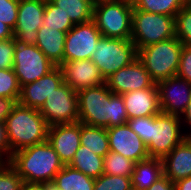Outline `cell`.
Instances as JSON below:
<instances>
[{"label": "cell", "mask_w": 191, "mask_h": 190, "mask_svg": "<svg viewBox=\"0 0 191 190\" xmlns=\"http://www.w3.org/2000/svg\"><path fill=\"white\" fill-rule=\"evenodd\" d=\"M8 162L26 184L53 182L64 166L48 141L12 153Z\"/></svg>", "instance_id": "cell-1"}, {"label": "cell", "mask_w": 191, "mask_h": 190, "mask_svg": "<svg viewBox=\"0 0 191 190\" xmlns=\"http://www.w3.org/2000/svg\"><path fill=\"white\" fill-rule=\"evenodd\" d=\"M5 125L12 153L47 141L49 125L38 109L18 103Z\"/></svg>", "instance_id": "cell-2"}, {"label": "cell", "mask_w": 191, "mask_h": 190, "mask_svg": "<svg viewBox=\"0 0 191 190\" xmlns=\"http://www.w3.org/2000/svg\"><path fill=\"white\" fill-rule=\"evenodd\" d=\"M182 47L181 41L172 37L138 50V59L155 84L176 75Z\"/></svg>", "instance_id": "cell-3"}, {"label": "cell", "mask_w": 191, "mask_h": 190, "mask_svg": "<svg viewBox=\"0 0 191 190\" xmlns=\"http://www.w3.org/2000/svg\"><path fill=\"white\" fill-rule=\"evenodd\" d=\"M131 0H115L97 3L93 7V21L103 37L131 39Z\"/></svg>", "instance_id": "cell-4"}, {"label": "cell", "mask_w": 191, "mask_h": 190, "mask_svg": "<svg viewBox=\"0 0 191 190\" xmlns=\"http://www.w3.org/2000/svg\"><path fill=\"white\" fill-rule=\"evenodd\" d=\"M175 27V17L133 9L131 41L138 51L175 37Z\"/></svg>", "instance_id": "cell-5"}, {"label": "cell", "mask_w": 191, "mask_h": 190, "mask_svg": "<svg viewBox=\"0 0 191 190\" xmlns=\"http://www.w3.org/2000/svg\"><path fill=\"white\" fill-rule=\"evenodd\" d=\"M95 47L96 51L91 60L99 69L104 80L138 58L136 45L131 39L102 36Z\"/></svg>", "instance_id": "cell-6"}, {"label": "cell", "mask_w": 191, "mask_h": 190, "mask_svg": "<svg viewBox=\"0 0 191 190\" xmlns=\"http://www.w3.org/2000/svg\"><path fill=\"white\" fill-rule=\"evenodd\" d=\"M55 66L36 45L26 44L14 37L13 70L20 86L40 79Z\"/></svg>", "instance_id": "cell-7"}, {"label": "cell", "mask_w": 191, "mask_h": 190, "mask_svg": "<svg viewBox=\"0 0 191 190\" xmlns=\"http://www.w3.org/2000/svg\"><path fill=\"white\" fill-rule=\"evenodd\" d=\"M49 126L78 122V94L66 83H62L46 97L39 109Z\"/></svg>", "instance_id": "cell-8"}, {"label": "cell", "mask_w": 191, "mask_h": 190, "mask_svg": "<svg viewBox=\"0 0 191 190\" xmlns=\"http://www.w3.org/2000/svg\"><path fill=\"white\" fill-rule=\"evenodd\" d=\"M186 137L180 117L162 112L153 116V140L147 145L149 157L162 159Z\"/></svg>", "instance_id": "cell-9"}, {"label": "cell", "mask_w": 191, "mask_h": 190, "mask_svg": "<svg viewBox=\"0 0 191 190\" xmlns=\"http://www.w3.org/2000/svg\"><path fill=\"white\" fill-rule=\"evenodd\" d=\"M101 37L102 34L93 20L74 25L66 33L64 61L91 59Z\"/></svg>", "instance_id": "cell-10"}, {"label": "cell", "mask_w": 191, "mask_h": 190, "mask_svg": "<svg viewBox=\"0 0 191 190\" xmlns=\"http://www.w3.org/2000/svg\"><path fill=\"white\" fill-rule=\"evenodd\" d=\"M78 94V122L106 128V100L113 94L106 83L82 89Z\"/></svg>", "instance_id": "cell-11"}, {"label": "cell", "mask_w": 191, "mask_h": 190, "mask_svg": "<svg viewBox=\"0 0 191 190\" xmlns=\"http://www.w3.org/2000/svg\"><path fill=\"white\" fill-rule=\"evenodd\" d=\"M46 0H19L13 37L26 44L36 45L38 29L43 25Z\"/></svg>", "instance_id": "cell-12"}, {"label": "cell", "mask_w": 191, "mask_h": 190, "mask_svg": "<svg viewBox=\"0 0 191 190\" xmlns=\"http://www.w3.org/2000/svg\"><path fill=\"white\" fill-rule=\"evenodd\" d=\"M161 112L181 117L191 100V84L175 75L157 84Z\"/></svg>", "instance_id": "cell-13"}, {"label": "cell", "mask_w": 191, "mask_h": 190, "mask_svg": "<svg viewBox=\"0 0 191 190\" xmlns=\"http://www.w3.org/2000/svg\"><path fill=\"white\" fill-rule=\"evenodd\" d=\"M105 83L109 90L116 95L151 88L155 84L138 58L112 74L105 80Z\"/></svg>", "instance_id": "cell-14"}, {"label": "cell", "mask_w": 191, "mask_h": 190, "mask_svg": "<svg viewBox=\"0 0 191 190\" xmlns=\"http://www.w3.org/2000/svg\"><path fill=\"white\" fill-rule=\"evenodd\" d=\"M110 151L137 163L149 158L146 144L128 124L106 128Z\"/></svg>", "instance_id": "cell-15"}, {"label": "cell", "mask_w": 191, "mask_h": 190, "mask_svg": "<svg viewBox=\"0 0 191 190\" xmlns=\"http://www.w3.org/2000/svg\"><path fill=\"white\" fill-rule=\"evenodd\" d=\"M63 82L62 70L60 66H55L40 79L21 86L18 103L39 110L46 97H49Z\"/></svg>", "instance_id": "cell-16"}, {"label": "cell", "mask_w": 191, "mask_h": 190, "mask_svg": "<svg viewBox=\"0 0 191 190\" xmlns=\"http://www.w3.org/2000/svg\"><path fill=\"white\" fill-rule=\"evenodd\" d=\"M81 123L49 126L47 141L58 154L63 165H69L80 147Z\"/></svg>", "instance_id": "cell-17"}, {"label": "cell", "mask_w": 191, "mask_h": 190, "mask_svg": "<svg viewBox=\"0 0 191 190\" xmlns=\"http://www.w3.org/2000/svg\"><path fill=\"white\" fill-rule=\"evenodd\" d=\"M60 68L64 83L76 92L105 83L99 69L91 59L63 61Z\"/></svg>", "instance_id": "cell-18"}, {"label": "cell", "mask_w": 191, "mask_h": 190, "mask_svg": "<svg viewBox=\"0 0 191 190\" xmlns=\"http://www.w3.org/2000/svg\"><path fill=\"white\" fill-rule=\"evenodd\" d=\"M127 111L128 120L155 116L161 113L157 85L151 88L126 92L121 95Z\"/></svg>", "instance_id": "cell-19"}, {"label": "cell", "mask_w": 191, "mask_h": 190, "mask_svg": "<svg viewBox=\"0 0 191 190\" xmlns=\"http://www.w3.org/2000/svg\"><path fill=\"white\" fill-rule=\"evenodd\" d=\"M164 175L173 183L191 176V138H184L162 158Z\"/></svg>", "instance_id": "cell-20"}, {"label": "cell", "mask_w": 191, "mask_h": 190, "mask_svg": "<svg viewBox=\"0 0 191 190\" xmlns=\"http://www.w3.org/2000/svg\"><path fill=\"white\" fill-rule=\"evenodd\" d=\"M36 46L44 55L56 66H60L64 61V44L67 32L59 31L58 28L38 29Z\"/></svg>", "instance_id": "cell-21"}, {"label": "cell", "mask_w": 191, "mask_h": 190, "mask_svg": "<svg viewBox=\"0 0 191 190\" xmlns=\"http://www.w3.org/2000/svg\"><path fill=\"white\" fill-rule=\"evenodd\" d=\"M163 175L162 159L149 157L135 163L131 175V186L136 190H146Z\"/></svg>", "instance_id": "cell-22"}, {"label": "cell", "mask_w": 191, "mask_h": 190, "mask_svg": "<svg viewBox=\"0 0 191 190\" xmlns=\"http://www.w3.org/2000/svg\"><path fill=\"white\" fill-rule=\"evenodd\" d=\"M53 183L58 190H94L95 178L64 165L55 175Z\"/></svg>", "instance_id": "cell-23"}, {"label": "cell", "mask_w": 191, "mask_h": 190, "mask_svg": "<svg viewBox=\"0 0 191 190\" xmlns=\"http://www.w3.org/2000/svg\"><path fill=\"white\" fill-rule=\"evenodd\" d=\"M69 166L87 176L98 178L104 173V157L80 145Z\"/></svg>", "instance_id": "cell-24"}, {"label": "cell", "mask_w": 191, "mask_h": 190, "mask_svg": "<svg viewBox=\"0 0 191 190\" xmlns=\"http://www.w3.org/2000/svg\"><path fill=\"white\" fill-rule=\"evenodd\" d=\"M80 145L104 157L110 151L107 129L81 123Z\"/></svg>", "instance_id": "cell-25"}, {"label": "cell", "mask_w": 191, "mask_h": 190, "mask_svg": "<svg viewBox=\"0 0 191 190\" xmlns=\"http://www.w3.org/2000/svg\"><path fill=\"white\" fill-rule=\"evenodd\" d=\"M76 25L93 20V6L84 0H49Z\"/></svg>", "instance_id": "cell-26"}, {"label": "cell", "mask_w": 191, "mask_h": 190, "mask_svg": "<svg viewBox=\"0 0 191 190\" xmlns=\"http://www.w3.org/2000/svg\"><path fill=\"white\" fill-rule=\"evenodd\" d=\"M133 9L175 17L188 0H131Z\"/></svg>", "instance_id": "cell-27"}, {"label": "cell", "mask_w": 191, "mask_h": 190, "mask_svg": "<svg viewBox=\"0 0 191 190\" xmlns=\"http://www.w3.org/2000/svg\"><path fill=\"white\" fill-rule=\"evenodd\" d=\"M135 162L121 154L109 151L104 156V174L131 177Z\"/></svg>", "instance_id": "cell-28"}, {"label": "cell", "mask_w": 191, "mask_h": 190, "mask_svg": "<svg viewBox=\"0 0 191 190\" xmlns=\"http://www.w3.org/2000/svg\"><path fill=\"white\" fill-rule=\"evenodd\" d=\"M106 128L127 124L128 115L121 95L112 94L106 100Z\"/></svg>", "instance_id": "cell-29"}, {"label": "cell", "mask_w": 191, "mask_h": 190, "mask_svg": "<svg viewBox=\"0 0 191 190\" xmlns=\"http://www.w3.org/2000/svg\"><path fill=\"white\" fill-rule=\"evenodd\" d=\"M42 26L44 28H58L59 31L68 32L74 24L71 22L69 16H66L59 10V7L46 0Z\"/></svg>", "instance_id": "cell-30"}, {"label": "cell", "mask_w": 191, "mask_h": 190, "mask_svg": "<svg viewBox=\"0 0 191 190\" xmlns=\"http://www.w3.org/2000/svg\"><path fill=\"white\" fill-rule=\"evenodd\" d=\"M175 26V37L183 45L191 47V0H188L175 16Z\"/></svg>", "instance_id": "cell-31"}, {"label": "cell", "mask_w": 191, "mask_h": 190, "mask_svg": "<svg viewBox=\"0 0 191 190\" xmlns=\"http://www.w3.org/2000/svg\"><path fill=\"white\" fill-rule=\"evenodd\" d=\"M21 86L18 78L11 69H0V97L19 100Z\"/></svg>", "instance_id": "cell-32"}, {"label": "cell", "mask_w": 191, "mask_h": 190, "mask_svg": "<svg viewBox=\"0 0 191 190\" xmlns=\"http://www.w3.org/2000/svg\"><path fill=\"white\" fill-rule=\"evenodd\" d=\"M23 179L8 161L0 163V190H21Z\"/></svg>", "instance_id": "cell-33"}, {"label": "cell", "mask_w": 191, "mask_h": 190, "mask_svg": "<svg viewBox=\"0 0 191 190\" xmlns=\"http://www.w3.org/2000/svg\"><path fill=\"white\" fill-rule=\"evenodd\" d=\"M131 177L102 174L95 178L94 190H129Z\"/></svg>", "instance_id": "cell-34"}, {"label": "cell", "mask_w": 191, "mask_h": 190, "mask_svg": "<svg viewBox=\"0 0 191 190\" xmlns=\"http://www.w3.org/2000/svg\"><path fill=\"white\" fill-rule=\"evenodd\" d=\"M127 124L146 146L153 140V116L130 119Z\"/></svg>", "instance_id": "cell-35"}, {"label": "cell", "mask_w": 191, "mask_h": 190, "mask_svg": "<svg viewBox=\"0 0 191 190\" xmlns=\"http://www.w3.org/2000/svg\"><path fill=\"white\" fill-rule=\"evenodd\" d=\"M19 0H0V21L7 24L12 30L15 28Z\"/></svg>", "instance_id": "cell-36"}, {"label": "cell", "mask_w": 191, "mask_h": 190, "mask_svg": "<svg viewBox=\"0 0 191 190\" xmlns=\"http://www.w3.org/2000/svg\"><path fill=\"white\" fill-rule=\"evenodd\" d=\"M14 66V37L0 41V69H11Z\"/></svg>", "instance_id": "cell-37"}, {"label": "cell", "mask_w": 191, "mask_h": 190, "mask_svg": "<svg viewBox=\"0 0 191 190\" xmlns=\"http://www.w3.org/2000/svg\"><path fill=\"white\" fill-rule=\"evenodd\" d=\"M176 75L191 84V47L183 45Z\"/></svg>", "instance_id": "cell-38"}, {"label": "cell", "mask_w": 191, "mask_h": 190, "mask_svg": "<svg viewBox=\"0 0 191 190\" xmlns=\"http://www.w3.org/2000/svg\"><path fill=\"white\" fill-rule=\"evenodd\" d=\"M11 156L12 151L10 149L6 125L5 123L0 122V159L2 161H8Z\"/></svg>", "instance_id": "cell-39"}, {"label": "cell", "mask_w": 191, "mask_h": 190, "mask_svg": "<svg viewBox=\"0 0 191 190\" xmlns=\"http://www.w3.org/2000/svg\"><path fill=\"white\" fill-rule=\"evenodd\" d=\"M17 104L18 101L15 98L0 97V122L5 123L6 118L11 114Z\"/></svg>", "instance_id": "cell-40"}, {"label": "cell", "mask_w": 191, "mask_h": 190, "mask_svg": "<svg viewBox=\"0 0 191 190\" xmlns=\"http://www.w3.org/2000/svg\"><path fill=\"white\" fill-rule=\"evenodd\" d=\"M146 190H175V184L163 175Z\"/></svg>", "instance_id": "cell-41"}, {"label": "cell", "mask_w": 191, "mask_h": 190, "mask_svg": "<svg viewBox=\"0 0 191 190\" xmlns=\"http://www.w3.org/2000/svg\"><path fill=\"white\" fill-rule=\"evenodd\" d=\"M180 119H181V123H182V128L186 129L187 127H189L188 128L189 130L184 131V134L186 136H190L191 135V100L188 103L185 111L181 115ZM185 125H187V126H185Z\"/></svg>", "instance_id": "cell-42"}, {"label": "cell", "mask_w": 191, "mask_h": 190, "mask_svg": "<svg viewBox=\"0 0 191 190\" xmlns=\"http://www.w3.org/2000/svg\"><path fill=\"white\" fill-rule=\"evenodd\" d=\"M13 38V30L5 23L0 21V41Z\"/></svg>", "instance_id": "cell-43"}, {"label": "cell", "mask_w": 191, "mask_h": 190, "mask_svg": "<svg viewBox=\"0 0 191 190\" xmlns=\"http://www.w3.org/2000/svg\"><path fill=\"white\" fill-rule=\"evenodd\" d=\"M175 184V190H191V176L185 179H181Z\"/></svg>", "instance_id": "cell-44"}, {"label": "cell", "mask_w": 191, "mask_h": 190, "mask_svg": "<svg viewBox=\"0 0 191 190\" xmlns=\"http://www.w3.org/2000/svg\"><path fill=\"white\" fill-rule=\"evenodd\" d=\"M21 190H44L43 184H26L24 183Z\"/></svg>", "instance_id": "cell-45"}, {"label": "cell", "mask_w": 191, "mask_h": 190, "mask_svg": "<svg viewBox=\"0 0 191 190\" xmlns=\"http://www.w3.org/2000/svg\"><path fill=\"white\" fill-rule=\"evenodd\" d=\"M44 190H58L57 186L53 182L43 183Z\"/></svg>", "instance_id": "cell-46"}, {"label": "cell", "mask_w": 191, "mask_h": 190, "mask_svg": "<svg viewBox=\"0 0 191 190\" xmlns=\"http://www.w3.org/2000/svg\"><path fill=\"white\" fill-rule=\"evenodd\" d=\"M108 1H115V0H94V6H95L97 3H100V2H108Z\"/></svg>", "instance_id": "cell-47"}, {"label": "cell", "mask_w": 191, "mask_h": 190, "mask_svg": "<svg viewBox=\"0 0 191 190\" xmlns=\"http://www.w3.org/2000/svg\"><path fill=\"white\" fill-rule=\"evenodd\" d=\"M84 1L89 2L94 7V0H84Z\"/></svg>", "instance_id": "cell-48"}]
</instances>
